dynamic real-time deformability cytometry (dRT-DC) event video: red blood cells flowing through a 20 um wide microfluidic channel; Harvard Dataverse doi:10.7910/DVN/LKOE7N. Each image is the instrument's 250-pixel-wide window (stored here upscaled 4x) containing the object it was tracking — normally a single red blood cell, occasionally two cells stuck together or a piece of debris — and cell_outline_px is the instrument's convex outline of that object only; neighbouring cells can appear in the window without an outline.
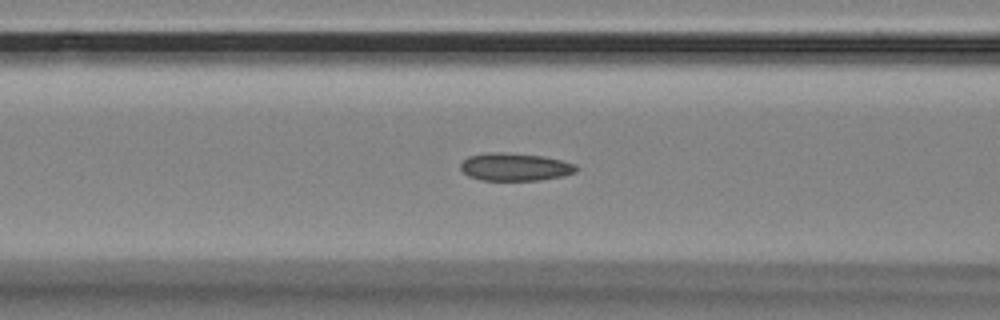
{"species": "Egyptian fruit bat (a non-hibernating species)", "species_latin": "Rousettus aegyptiacus", "temperature_condition": "room temperature", "stored_images_in_passage": 57, "segment_of_instrument_passage": [1, 2], "camera_frame_rate_fps": 3000, "um_per_image_px": 0.085, "animal": {"sex": "female"}, "frame": {"image": 1, "passage_image": 22, "time_ms": 7.0, "image_size_px": [1000, 320], "cell_outline_px": [[576, 172], [564, 176], [540, 180], [480, 180], [468, 176], [460, 168], [460, 164], [468, 156], [492, 152], [500, 152], [544, 156], [576, 164]], "centroid_in_image_um": [43.77, 14.19], "position_along_channel_um": 122.8, "area_um2": 18.67}}
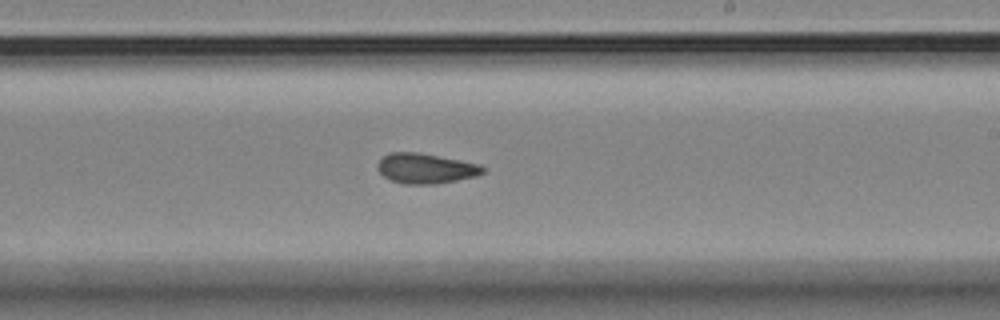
{"frame": {"image": 2, "passage_image": 33, "time_ms": 10.667, "image_size_px": [1000, 320], "cell_outline_px": [[484, 172], [476, 176], [436, 184], [404, 184], [392, 180], [384, 176], [376, 168], [376, 164], [388, 152], [416, 152], [460, 160], [480, 164], [484, 168]], "centroid_in_image_um": [36.16, 14.31], "position_along_channel_um": 252.8, "area_um2": 18.38}}
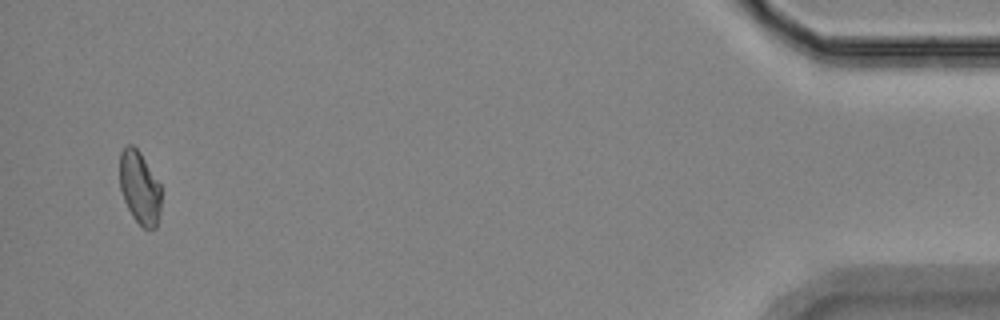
{"frame": {"image": 3, "passage_image": 54, "time_ms": 17.667, "image_size_px": [1000, 320], "cell_outline_px": [[160, 208], [156, 228], [144, 228], [132, 216], [124, 200], [120, 188], [120, 152], [128, 144], [132, 144], [140, 152], [160, 184]], "centroid_in_image_um": [11.86, 15.93], "position_along_channel_um": 423.3, "area_um2": 17.4}}